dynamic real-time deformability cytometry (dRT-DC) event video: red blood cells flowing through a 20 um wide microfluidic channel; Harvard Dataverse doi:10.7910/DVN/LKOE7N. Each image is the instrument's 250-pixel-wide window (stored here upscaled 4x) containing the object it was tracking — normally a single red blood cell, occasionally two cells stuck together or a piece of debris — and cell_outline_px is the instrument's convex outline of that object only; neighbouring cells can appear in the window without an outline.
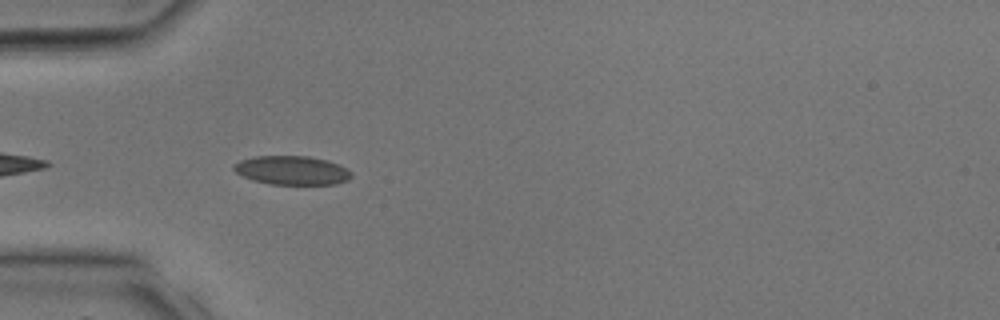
{"species": "common noctule bat (a hibernating species)", "species_latin": "Nyctalus noctula", "temperature_condition": "room temperature", "stored_images_in_passage": 4, "camera_frame_rate_fps": 3000, "um_per_image_px": 0.085, "animal": {"sex": "male", "body_mass_g": 17.9, "forearm_length_mm": 54.2}, "frame": {"image": 1, "passage_image": 1, "time_ms": 0.0, "image_size_px": [1000, 320], "cell_outline_px": [[352, 176], [348, 180], [336, 184], [268, 184], [252, 180], [236, 172], [232, 168], [232, 164], [240, 160], [256, 156], [308, 156], [328, 160], [340, 164], [348, 168], [352, 172]], "centroid_in_image_um": [24.84, 14.47], "position_along_channel_um": 60.2, "area_um2": 20.0}}